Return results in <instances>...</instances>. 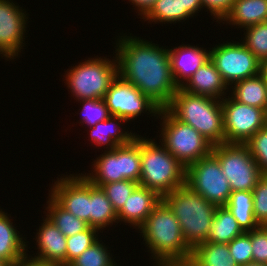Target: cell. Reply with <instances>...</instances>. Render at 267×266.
Instances as JSON below:
<instances>
[{
  "label": "cell",
  "instance_id": "ffe728a7",
  "mask_svg": "<svg viewBox=\"0 0 267 266\" xmlns=\"http://www.w3.org/2000/svg\"><path fill=\"white\" fill-rule=\"evenodd\" d=\"M188 93L222 100L229 87L211 59L204 63L182 87Z\"/></svg>",
  "mask_w": 267,
  "mask_h": 266
},
{
  "label": "cell",
  "instance_id": "d6a6232c",
  "mask_svg": "<svg viewBox=\"0 0 267 266\" xmlns=\"http://www.w3.org/2000/svg\"><path fill=\"white\" fill-rule=\"evenodd\" d=\"M99 233L102 234L98 229L89 227L81 233L67 237L66 266L94 244L100 237Z\"/></svg>",
  "mask_w": 267,
  "mask_h": 266
},
{
  "label": "cell",
  "instance_id": "bcb514c9",
  "mask_svg": "<svg viewBox=\"0 0 267 266\" xmlns=\"http://www.w3.org/2000/svg\"><path fill=\"white\" fill-rule=\"evenodd\" d=\"M0 266H7L3 261L0 260Z\"/></svg>",
  "mask_w": 267,
  "mask_h": 266
},
{
  "label": "cell",
  "instance_id": "4316f807",
  "mask_svg": "<svg viewBox=\"0 0 267 266\" xmlns=\"http://www.w3.org/2000/svg\"><path fill=\"white\" fill-rule=\"evenodd\" d=\"M237 220L238 225L244 232L259 227L254 218L253 193L252 191L231 192L230 199L225 205Z\"/></svg>",
  "mask_w": 267,
  "mask_h": 266
},
{
  "label": "cell",
  "instance_id": "1f68e13d",
  "mask_svg": "<svg viewBox=\"0 0 267 266\" xmlns=\"http://www.w3.org/2000/svg\"><path fill=\"white\" fill-rule=\"evenodd\" d=\"M81 107L76 114H80L81 119L79 118V125L82 127L90 128L94 127L98 122L106 120L110 114L108 108L103 99H87V100H78ZM85 124V125H84ZM84 125V126H83Z\"/></svg>",
  "mask_w": 267,
  "mask_h": 266
},
{
  "label": "cell",
  "instance_id": "f6af8a7d",
  "mask_svg": "<svg viewBox=\"0 0 267 266\" xmlns=\"http://www.w3.org/2000/svg\"><path fill=\"white\" fill-rule=\"evenodd\" d=\"M262 73L265 75L267 79V60L262 64Z\"/></svg>",
  "mask_w": 267,
  "mask_h": 266
},
{
  "label": "cell",
  "instance_id": "52a82bcc",
  "mask_svg": "<svg viewBox=\"0 0 267 266\" xmlns=\"http://www.w3.org/2000/svg\"><path fill=\"white\" fill-rule=\"evenodd\" d=\"M160 119V120H159ZM161 145L185 168L212 153L213 145L192 126L176 119L167 109L158 114Z\"/></svg>",
  "mask_w": 267,
  "mask_h": 266
},
{
  "label": "cell",
  "instance_id": "3957f363",
  "mask_svg": "<svg viewBox=\"0 0 267 266\" xmlns=\"http://www.w3.org/2000/svg\"><path fill=\"white\" fill-rule=\"evenodd\" d=\"M166 109L176 119L196 129L213 146L224 143L221 100L179 88Z\"/></svg>",
  "mask_w": 267,
  "mask_h": 266
},
{
  "label": "cell",
  "instance_id": "44dd1931",
  "mask_svg": "<svg viewBox=\"0 0 267 266\" xmlns=\"http://www.w3.org/2000/svg\"><path fill=\"white\" fill-rule=\"evenodd\" d=\"M3 209L0 206V260L11 266L26 255L27 237L22 236L11 214Z\"/></svg>",
  "mask_w": 267,
  "mask_h": 266
},
{
  "label": "cell",
  "instance_id": "f35d334b",
  "mask_svg": "<svg viewBox=\"0 0 267 266\" xmlns=\"http://www.w3.org/2000/svg\"><path fill=\"white\" fill-rule=\"evenodd\" d=\"M234 1L235 0H201L204 12H207V15L210 13V16H212L211 20H216L215 22L217 23L229 12Z\"/></svg>",
  "mask_w": 267,
  "mask_h": 266
},
{
  "label": "cell",
  "instance_id": "d6986e66",
  "mask_svg": "<svg viewBox=\"0 0 267 266\" xmlns=\"http://www.w3.org/2000/svg\"><path fill=\"white\" fill-rule=\"evenodd\" d=\"M128 122L121 117L110 115L106 120L98 122L94 127L87 130V141H90V146L94 145L96 149H105V151L113 150L118 145L130 143L138 134L128 130L123 125ZM126 130V131H125ZM89 132V134H88ZM94 143V144H92ZM92 144V145H91ZM101 147V148H99Z\"/></svg>",
  "mask_w": 267,
  "mask_h": 266
},
{
  "label": "cell",
  "instance_id": "83f0119b",
  "mask_svg": "<svg viewBox=\"0 0 267 266\" xmlns=\"http://www.w3.org/2000/svg\"><path fill=\"white\" fill-rule=\"evenodd\" d=\"M234 263L231 258L228 244L203 242L192 250L186 264H220Z\"/></svg>",
  "mask_w": 267,
  "mask_h": 266
},
{
  "label": "cell",
  "instance_id": "277c9868",
  "mask_svg": "<svg viewBox=\"0 0 267 266\" xmlns=\"http://www.w3.org/2000/svg\"><path fill=\"white\" fill-rule=\"evenodd\" d=\"M162 200L178 219L182 235L193 250L206 242L217 206L194 192L186 184L165 195Z\"/></svg>",
  "mask_w": 267,
  "mask_h": 266
},
{
  "label": "cell",
  "instance_id": "836d02e7",
  "mask_svg": "<svg viewBox=\"0 0 267 266\" xmlns=\"http://www.w3.org/2000/svg\"><path fill=\"white\" fill-rule=\"evenodd\" d=\"M138 185L139 183L137 182L124 179L118 182L103 184L101 188L110 200L115 211L118 212L128 199V196L131 195Z\"/></svg>",
  "mask_w": 267,
  "mask_h": 266
},
{
  "label": "cell",
  "instance_id": "8d00e7d4",
  "mask_svg": "<svg viewBox=\"0 0 267 266\" xmlns=\"http://www.w3.org/2000/svg\"><path fill=\"white\" fill-rule=\"evenodd\" d=\"M245 144L262 174H267V126L258 130Z\"/></svg>",
  "mask_w": 267,
  "mask_h": 266
},
{
  "label": "cell",
  "instance_id": "ac0fdd59",
  "mask_svg": "<svg viewBox=\"0 0 267 266\" xmlns=\"http://www.w3.org/2000/svg\"><path fill=\"white\" fill-rule=\"evenodd\" d=\"M161 200L156 192L138 185L117 212L118 223L137 230Z\"/></svg>",
  "mask_w": 267,
  "mask_h": 266
},
{
  "label": "cell",
  "instance_id": "5bb4252c",
  "mask_svg": "<svg viewBox=\"0 0 267 266\" xmlns=\"http://www.w3.org/2000/svg\"><path fill=\"white\" fill-rule=\"evenodd\" d=\"M20 6L13 0H0V58L6 62L19 59L26 49L30 21L27 9Z\"/></svg>",
  "mask_w": 267,
  "mask_h": 266
},
{
  "label": "cell",
  "instance_id": "4fadbf2b",
  "mask_svg": "<svg viewBox=\"0 0 267 266\" xmlns=\"http://www.w3.org/2000/svg\"><path fill=\"white\" fill-rule=\"evenodd\" d=\"M103 100L109 114L121 117L128 123L133 122L143 114L158 118L160 108L147 98L138 88L122 79L119 75L112 82ZM143 113V114H142ZM154 116V117H152Z\"/></svg>",
  "mask_w": 267,
  "mask_h": 266
},
{
  "label": "cell",
  "instance_id": "cb8c5ba5",
  "mask_svg": "<svg viewBox=\"0 0 267 266\" xmlns=\"http://www.w3.org/2000/svg\"><path fill=\"white\" fill-rule=\"evenodd\" d=\"M116 223L118 224L117 212L105 192L90 182V227L103 233L107 228H115Z\"/></svg>",
  "mask_w": 267,
  "mask_h": 266
},
{
  "label": "cell",
  "instance_id": "f546056e",
  "mask_svg": "<svg viewBox=\"0 0 267 266\" xmlns=\"http://www.w3.org/2000/svg\"><path fill=\"white\" fill-rule=\"evenodd\" d=\"M242 43L263 64L267 60V22H261L244 28Z\"/></svg>",
  "mask_w": 267,
  "mask_h": 266
},
{
  "label": "cell",
  "instance_id": "7bdbcfd3",
  "mask_svg": "<svg viewBox=\"0 0 267 266\" xmlns=\"http://www.w3.org/2000/svg\"><path fill=\"white\" fill-rule=\"evenodd\" d=\"M184 266H237L234 263H220V264H185Z\"/></svg>",
  "mask_w": 267,
  "mask_h": 266
},
{
  "label": "cell",
  "instance_id": "8992f818",
  "mask_svg": "<svg viewBox=\"0 0 267 266\" xmlns=\"http://www.w3.org/2000/svg\"><path fill=\"white\" fill-rule=\"evenodd\" d=\"M111 59L94 55L64 71L62 79L75 101L104 98L118 76L116 55Z\"/></svg>",
  "mask_w": 267,
  "mask_h": 266
},
{
  "label": "cell",
  "instance_id": "30bf717a",
  "mask_svg": "<svg viewBox=\"0 0 267 266\" xmlns=\"http://www.w3.org/2000/svg\"><path fill=\"white\" fill-rule=\"evenodd\" d=\"M239 41L226 40V43H218L210 48V59L229 88L262 72V63Z\"/></svg>",
  "mask_w": 267,
  "mask_h": 266
},
{
  "label": "cell",
  "instance_id": "ab89813d",
  "mask_svg": "<svg viewBox=\"0 0 267 266\" xmlns=\"http://www.w3.org/2000/svg\"><path fill=\"white\" fill-rule=\"evenodd\" d=\"M179 3V23L193 18L199 12H203V5L201 0H178Z\"/></svg>",
  "mask_w": 267,
  "mask_h": 266
},
{
  "label": "cell",
  "instance_id": "7402d4cb",
  "mask_svg": "<svg viewBox=\"0 0 267 266\" xmlns=\"http://www.w3.org/2000/svg\"><path fill=\"white\" fill-rule=\"evenodd\" d=\"M267 22V0H235L229 12L219 22L240 30Z\"/></svg>",
  "mask_w": 267,
  "mask_h": 266
},
{
  "label": "cell",
  "instance_id": "d590c367",
  "mask_svg": "<svg viewBox=\"0 0 267 266\" xmlns=\"http://www.w3.org/2000/svg\"><path fill=\"white\" fill-rule=\"evenodd\" d=\"M254 218L259 226H267V174H263L253 188Z\"/></svg>",
  "mask_w": 267,
  "mask_h": 266
},
{
  "label": "cell",
  "instance_id": "6da1fadb",
  "mask_svg": "<svg viewBox=\"0 0 267 266\" xmlns=\"http://www.w3.org/2000/svg\"><path fill=\"white\" fill-rule=\"evenodd\" d=\"M120 35L118 33L117 38L114 37L113 43L118 75L138 88L160 109H166L179 89L171 73L168 46L132 36L130 32Z\"/></svg>",
  "mask_w": 267,
  "mask_h": 266
},
{
  "label": "cell",
  "instance_id": "e0dca14e",
  "mask_svg": "<svg viewBox=\"0 0 267 266\" xmlns=\"http://www.w3.org/2000/svg\"><path fill=\"white\" fill-rule=\"evenodd\" d=\"M197 45L182 42L177 47H169L171 73L178 88H182L192 75L210 59V49L207 50Z\"/></svg>",
  "mask_w": 267,
  "mask_h": 266
},
{
  "label": "cell",
  "instance_id": "f1b7e54d",
  "mask_svg": "<svg viewBox=\"0 0 267 266\" xmlns=\"http://www.w3.org/2000/svg\"><path fill=\"white\" fill-rule=\"evenodd\" d=\"M101 239L100 237L68 266H112L116 257L113 258L110 247Z\"/></svg>",
  "mask_w": 267,
  "mask_h": 266
},
{
  "label": "cell",
  "instance_id": "484cf974",
  "mask_svg": "<svg viewBox=\"0 0 267 266\" xmlns=\"http://www.w3.org/2000/svg\"><path fill=\"white\" fill-rule=\"evenodd\" d=\"M243 233L229 209L226 206H217L206 242L228 244Z\"/></svg>",
  "mask_w": 267,
  "mask_h": 266
},
{
  "label": "cell",
  "instance_id": "74e56055",
  "mask_svg": "<svg viewBox=\"0 0 267 266\" xmlns=\"http://www.w3.org/2000/svg\"><path fill=\"white\" fill-rule=\"evenodd\" d=\"M253 262L267 264V226L251 230Z\"/></svg>",
  "mask_w": 267,
  "mask_h": 266
},
{
  "label": "cell",
  "instance_id": "60d3db41",
  "mask_svg": "<svg viewBox=\"0 0 267 266\" xmlns=\"http://www.w3.org/2000/svg\"><path fill=\"white\" fill-rule=\"evenodd\" d=\"M157 0H128V2L133 5L132 10L135 11V13H138L137 16H140L139 18L142 19L154 6Z\"/></svg>",
  "mask_w": 267,
  "mask_h": 266
},
{
  "label": "cell",
  "instance_id": "7a4b0ae2",
  "mask_svg": "<svg viewBox=\"0 0 267 266\" xmlns=\"http://www.w3.org/2000/svg\"><path fill=\"white\" fill-rule=\"evenodd\" d=\"M135 232L141 233L151 266H184L192 255L178 219L163 200Z\"/></svg>",
  "mask_w": 267,
  "mask_h": 266
},
{
  "label": "cell",
  "instance_id": "7dc6e473",
  "mask_svg": "<svg viewBox=\"0 0 267 266\" xmlns=\"http://www.w3.org/2000/svg\"><path fill=\"white\" fill-rule=\"evenodd\" d=\"M119 263L115 262L112 266H122V265H118Z\"/></svg>",
  "mask_w": 267,
  "mask_h": 266
},
{
  "label": "cell",
  "instance_id": "4dcf8cb0",
  "mask_svg": "<svg viewBox=\"0 0 267 266\" xmlns=\"http://www.w3.org/2000/svg\"><path fill=\"white\" fill-rule=\"evenodd\" d=\"M148 24L179 23L178 0H157L151 10L142 18ZM162 23V24H161Z\"/></svg>",
  "mask_w": 267,
  "mask_h": 266
},
{
  "label": "cell",
  "instance_id": "ee69618b",
  "mask_svg": "<svg viewBox=\"0 0 267 266\" xmlns=\"http://www.w3.org/2000/svg\"><path fill=\"white\" fill-rule=\"evenodd\" d=\"M240 266H267V264H261V263H256V262H249L245 265H240Z\"/></svg>",
  "mask_w": 267,
  "mask_h": 266
},
{
  "label": "cell",
  "instance_id": "b9f144b4",
  "mask_svg": "<svg viewBox=\"0 0 267 266\" xmlns=\"http://www.w3.org/2000/svg\"><path fill=\"white\" fill-rule=\"evenodd\" d=\"M11 266H55L47 262L39 261L27 255L19 259Z\"/></svg>",
  "mask_w": 267,
  "mask_h": 266
},
{
  "label": "cell",
  "instance_id": "2e32d148",
  "mask_svg": "<svg viewBox=\"0 0 267 266\" xmlns=\"http://www.w3.org/2000/svg\"><path fill=\"white\" fill-rule=\"evenodd\" d=\"M43 221L36 228L33 238L35 243L34 254H28L29 241H26V255L39 261L47 262L55 266H66L67 241L59 229L44 215ZM37 245V246H36ZM36 254V255H35Z\"/></svg>",
  "mask_w": 267,
  "mask_h": 266
},
{
  "label": "cell",
  "instance_id": "9c48e42d",
  "mask_svg": "<svg viewBox=\"0 0 267 266\" xmlns=\"http://www.w3.org/2000/svg\"><path fill=\"white\" fill-rule=\"evenodd\" d=\"M232 192L253 191L263 175L246 144L222 143L212 148Z\"/></svg>",
  "mask_w": 267,
  "mask_h": 266
},
{
  "label": "cell",
  "instance_id": "5b68a950",
  "mask_svg": "<svg viewBox=\"0 0 267 266\" xmlns=\"http://www.w3.org/2000/svg\"><path fill=\"white\" fill-rule=\"evenodd\" d=\"M156 140L140 135L139 185L163 198L185 184L186 168Z\"/></svg>",
  "mask_w": 267,
  "mask_h": 266
},
{
  "label": "cell",
  "instance_id": "d4e9b609",
  "mask_svg": "<svg viewBox=\"0 0 267 266\" xmlns=\"http://www.w3.org/2000/svg\"><path fill=\"white\" fill-rule=\"evenodd\" d=\"M47 198L48 200L45 202L46 206L43 207L45 208L43 212L64 236H73L90 227L87 222L62 208L49 194Z\"/></svg>",
  "mask_w": 267,
  "mask_h": 266
},
{
  "label": "cell",
  "instance_id": "603a6c76",
  "mask_svg": "<svg viewBox=\"0 0 267 266\" xmlns=\"http://www.w3.org/2000/svg\"><path fill=\"white\" fill-rule=\"evenodd\" d=\"M229 92L234 100L267 111V79L262 72L236 82L229 88Z\"/></svg>",
  "mask_w": 267,
  "mask_h": 266
},
{
  "label": "cell",
  "instance_id": "ba28073f",
  "mask_svg": "<svg viewBox=\"0 0 267 266\" xmlns=\"http://www.w3.org/2000/svg\"><path fill=\"white\" fill-rule=\"evenodd\" d=\"M103 152V153H102ZM92 170L82 174L95 186L132 180L139 183L141 176L140 135L128 144L118 145L113 150H102L91 162ZM85 173V174H84Z\"/></svg>",
  "mask_w": 267,
  "mask_h": 266
},
{
  "label": "cell",
  "instance_id": "8fae6325",
  "mask_svg": "<svg viewBox=\"0 0 267 266\" xmlns=\"http://www.w3.org/2000/svg\"><path fill=\"white\" fill-rule=\"evenodd\" d=\"M185 184L216 206H225L232 192L220 162L212 153L186 168Z\"/></svg>",
  "mask_w": 267,
  "mask_h": 266
},
{
  "label": "cell",
  "instance_id": "9a60e30c",
  "mask_svg": "<svg viewBox=\"0 0 267 266\" xmlns=\"http://www.w3.org/2000/svg\"><path fill=\"white\" fill-rule=\"evenodd\" d=\"M58 176L56 180L52 179L48 194L62 208L90 226V181L82 173Z\"/></svg>",
  "mask_w": 267,
  "mask_h": 266
},
{
  "label": "cell",
  "instance_id": "e575fe53",
  "mask_svg": "<svg viewBox=\"0 0 267 266\" xmlns=\"http://www.w3.org/2000/svg\"><path fill=\"white\" fill-rule=\"evenodd\" d=\"M232 261L235 265H245L253 261L251 231L244 232L228 243Z\"/></svg>",
  "mask_w": 267,
  "mask_h": 266
},
{
  "label": "cell",
  "instance_id": "7c38bea8",
  "mask_svg": "<svg viewBox=\"0 0 267 266\" xmlns=\"http://www.w3.org/2000/svg\"><path fill=\"white\" fill-rule=\"evenodd\" d=\"M224 143L245 144L258 130L266 127L267 111L242 104L229 94L221 100Z\"/></svg>",
  "mask_w": 267,
  "mask_h": 266
}]
</instances>
